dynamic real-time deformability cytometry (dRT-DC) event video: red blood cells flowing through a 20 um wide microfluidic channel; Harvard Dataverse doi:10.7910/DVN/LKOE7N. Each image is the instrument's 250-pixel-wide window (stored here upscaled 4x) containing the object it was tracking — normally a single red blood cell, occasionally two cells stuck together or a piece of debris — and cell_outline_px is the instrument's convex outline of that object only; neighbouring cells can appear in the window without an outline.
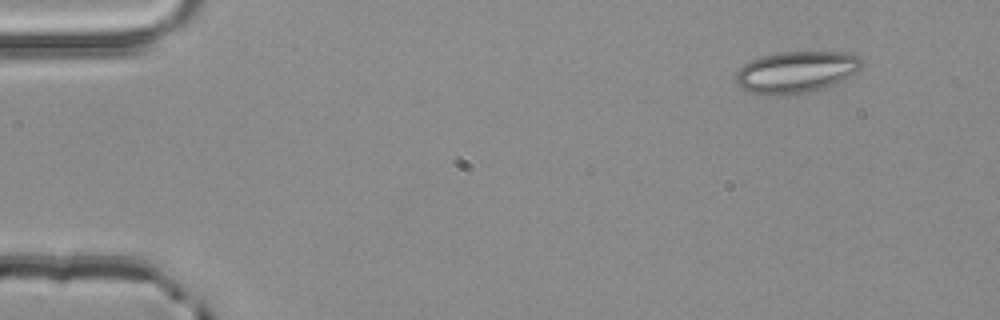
{"species": "common noctule bat (a hibernating species)", "species_latin": "Nyctalus noctula", "temperature_condition": "room temperature", "stored_images_in_passage": 3, "camera_frame_rate_fps": 3000, "um_per_image_px": 0.085, "animal": {"sex": "male", "body_mass_g": 20.4}, "frame": {"image": 1, "passage_image": 1, "time_ms": 0.0, "image_size_px": [1000, 320], "cell_outline_px": [[864, 64], [856, 72], [844, 80], [824, 88], [812, 92], [784, 96], [768, 96], [752, 92], [744, 88], [736, 80], [736, 72], [744, 64], [760, 56], [780, 52], [848, 52], [856, 56]], "centroid_in_image_um": [67.7, 6.14], "position_along_channel_um": 17.3, "area_um2": 30.69}}